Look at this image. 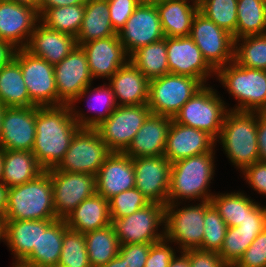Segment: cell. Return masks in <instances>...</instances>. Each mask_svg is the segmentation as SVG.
<instances>
[{
    "label": "cell",
    "instance_id": "obj_1",
    "mask_svg": "<svg viewBox=\"0 0 266 267\" xmlns=\"http://www.w3.org/2000/svg\"><path fill=\"white\" fill-rule=\"evenodd\" d=\"M36 135L32 153L44 170L55 168L63 159L80 129L69 104L35 106Z\"/></svg>",
    "mask_w": 266,
    "mask_h": 267
},
{
    "label": "cell",
    "instance_id": "obj_2",
    "mask_svg": "<svg viewBox=\"0 0 266 267\" xmlns=\"http://www.w3.org/2000/svg\"><path fill=\"white\" fill-rule=\"evenodd\" d=\"M214 152L213 150L171 163L167 204L176 201L178 203L181 199H201L200 202L211 200L213 194L208 188L215 175Z\"/></svg>",
    "mask_w": 266,
    "mask_h": 267
},
{
    "label": "cell",
    "instance_id": "obj_3",
    "mask_svg": "<svg viewBox=\"0 0 266 267\" xmlns=\"http://www.w3.org/2000/svg\"><path fill=\"white\" fill-rule=\"evenodd\" d=\"M5 221L58 219L55 214L50 173L8 188Z\"/></svg>",
    "mask_w": 266,
    "mask_h": 267
},
{
    "label": "cell",
    "instance_id": "obj_4",
    "mask_svg": "<svg viewBox=\"0 0 266 267\" xmlns=\"http://www.w3.org/2000/svg\"><path fill=\"white\" fill-rule=\"evenodd\" d=\"M222 147L233 165L243 171L259 161L257 112L227 111L220 136Z\"/></svg>",
    "mask_w": 266,
    "mask_h": 267
},
{
    "label": "cell",
    "instance_id": "obj_5",
    "mask_svg": "<svg viewBox=\"0 0 266 267\" xmlns=\"http://www.w3.org/2000/svg\"><path fill=\"white\" fill-rule=\"evenodd\" d=\"M215 75L238 101L230 110L266 112V70L245 68L233 61L218 68Z\"/></svg>",
    "mask_w": 266,
    "mask_h": 267
},
{
    "label": "cell",
    "instance_id": "obj_6",
    "mask_svg": "<svg viewBox=\"0 0 266 267\" xmlns=\"http://www.w3.org/2000/svg\"><path fill=\"white\" fill-rule=\"evenodd\" d=\"M214 90L204 85L182 106L173 120L181 125L207 132L215 140L218 139L229 109Z\"/></svg>",
    "mask_w": 266,
    "mask_h": 267
},
{
    "label": "cell",
    "instance_id": "obj_7",
    "mask_svg": "<svg viewBox=\"0 0 266 267\" xmlns=\"http://www.w3.org/2000/svg\"><path fill=\"white\" fill-rule=\"evenodd\" d=\"M204 85L199 79L171 73L151 79L147 106L152 114L174 118Z\"/></svg>",
    "mask_w": 266,
    "mask_h": 267
},
{
    "label": "cell",
    "instance_id": "obj_8",
    "mask_svg": "<svg viewBox=\"0 0 266 267\" xmlns=\"http://www.w3.org/2000/svg\"><path fill=\"white\" fill-rule=\"evenodd\" d=\"M112 151L95 128H80L63 159L54 168L65 172L97 174Z\"/></svg>",
    "mask_w": 266,
    "mask_h": 267
},
{
    "label": "cell",
    "instance_id": "obj_9",
    "mask_svg": "<svg viewBox=\"0 0 266 267\" xmlns=\"http://www.w3.org/2000/svg\"><path fill=\"white\" fill-rule=\"evenodd\" d=\"M178 205L176 202L165 206V238L179 245L181 251L199 249L204 236L205 201L179 209Z\"/></svg>",
    "mask_w": 266,
    "mask_h": 267
},
{
    "label": "cell",
    "instance_id": "obj_10",
    "mask_svg": "<svg viewBox=\"0 0 266 267\" xmlns=\"http://www.w3.org/2000/svg\"><path fill=\"white\" fill-rule=\"evenodd\" d=\"M150 114L147 104L118 105L95 129L112 152L124 153Z\"/></svg>",
    "mask_w": 266,
    "mask_h": 267
},
{
    "label": "cell",
    "instance_id": "obj_11",
    "mask_svg": "<svg viewBox=\"0 0 266 267\" xmlns=\"http://www.w3.org/2000/svg\"><path fill=\"white\" fill-rule=\"evenodd\" d=\"M14 60L21 67L32 103L37 107L58 106L54 65L32 55L25 48L17 49Z\"/></svg>",
    "mask_w": 266,
    "mask_h": 267
},
{
    "label": "cell",
    "instance_id": "obj_12",
    "mask_svg": "<svg viewBox=\"0 0 266 267\" xmlns=\"http://www.w3.org/2000/svg\"><path fill=\"white\" fill-rule=\"evenodd\" d=\"M120 245L156 243L165 238L158 227L165 225V206L150 203L146 207L120 219H111Z\"/></svg>",
    "mask_w": 266,
    "mask_h": 267
},
{
    "label": "cell",
    "instance_id": "obj_13",
    "mask_svg": "<svg viewBox=\"0 0 266 267\" xmlns=\"http://www.w3.org/2000/svg\"><path fill=\"white\" fill-rule=\"evenodd\" d=\"M50 173L55 214L65 219L82 201L95 195L96 175L79 172L47 170Z\"/></svg>",
    "mask_w": 266,
    "mask_h": 267
},
{
    "label": "cell",
    "instance_id": "obj_14",
    "mask_svg": "<svg viewBox=\"0 0 266 267\" xmlns=\"http://www.w3.org/2000/svg\"><path fill=\"white\" fill-rule=\"evenodd\" d=\"M190 37L200 49L203 58L215 71L233 62L235 41L233 35L218 27L199 11L193 19Z\"/></svg>",
    "mask_w": 266,
    "mask_h": 267
},
{
    "label": "cell",
    "instance_id": "obj_15",
    "mask_svg": "<svg viewBox=\"0 0 266 267\" xmlns=\"http://www.w3.org/2000/svg\"><path fill=\"white\" fill-rule=\"evenodd\" d=\"M118 36L128 56L143 46L164 39L155 3H140Z\"/></svg>",
    "mask_w": 266,
    "mask_h": 267
},
{
    "label": "cell",
    "instance_id": "obj_16",
    "mask_svg": "<svg viewBox=\"0 0 266 267\" xmlns=\"http://www.w3.org/2000/svg\"><path fill=\"white\" fill-rule=\"evenodd\" d=\"M135 187L150 203L167 205L171 162L164 156L132 158Z\"/></svg>",
    "mask_w": 266,
    "mask_h": 267
},
{
    "label": "cell",
    "instance_id": "obj_17",
    "mask_svg": "<svg viewBox=\"0 0 266 267\" xmlns=\"http://www.w3.org/2000/svg\"><path fill=\"white\" fill-rule=\"evenodd\" d=\"M58 106L70 104L93 81L85 51L76 46L73 51L54 65Z\"/></svg>",
    "mask_w": 266,
    "mask_h": 267
},
{
    "label": "cell",
    "instance_id": "obj_18",
    "mask_svg": "<svg viewBox=\"0 0 266 267\" xmlns=\"http://www.w3.org/2000/svg\"><path fill=\"white\" fill-rule=\"evenodd\" d=\"M166 42L169 73L190 76L203 84L215 74L190 36L166 37Z\"/></svg>",
    "mask_w": 266,
    "mask_h": 267
},
{
    "label": "cell",
    "instance_id": "obj_19",
    "mask_svg": "<svg viewBox=\"0 0 266 267\" xmlns=\"http://www.w3.org/2000/svg\"><path fill=\"white\" fill-rule=\"evenodd\" d=\"M36 9L9 0H0V40L16 49L26 48L39 22Z\"/></svg>",
    "mask_w": 266,
    "mask_h": 267
},
{
    "label": "cell",
    "instance_id": "obj_20",
    "mask_svg": "<svg viewBox=\"0 0 266 267\" xmlns=\"http://www.w3.org/2000/svg\"><path fill=\"white\" fill-rule=\"evenodd\" d=\"M35 135V106L6 107L0 138V147L3 150L32 152Z\"/></svg>",
    "mask_w": 266,
    "mask_h": 267
},
{
    "label": "cell",
    "instance_id": "obj_21",
    "mask_svg": "<svg viewBox=\"0 0 266 267\" xmlns=\"http://www.w3.org/2000/svg\"><path fill=\"white\" fill-rule=\"evenodd\" d=\"M81 47L86 53L93 79L102 77L108 80L129 60L118 35L92 40Z\"/></svg>",
    "mask_w": 266,
    "mask_h": 267
},
{
    "label": "cell",
    "instance_id": "obj_22",
    "mask_svg": "<svg viewBox=\"0 0 266 267\" xmlns=\"http://www.w3.org/2000/svg\"><path fill=\"white\" fill-rule=\"evenodd\" d=\"M216 140L199 129L187 127L172 119L164 156L171 162L213 151Z\"/></svg>",
    "mask_w": 266,
    "mask_h": 267
},
{
    "label": "cell",
    "instance_id": "obj_23",
    "mask_svg": "<svg viewBox=\"0 0 266 267\" xmlns=\"http://www.w3.org/2000/svg\"><path fill=\"white\" fill-rule=\"evenodd\" d=\"M135 187L133 160L125 153L112 152L96 174L97 194L107 200Z\"/></svg>",
    "mask_w": 266,
    "mask_h": 267
},
{
    "label": "cell",
    "instance_id": "obj_24",
    "mask_svg": "<svg viewBox=\"0 0 266 267\" xmlns=\"http://www.w3.org/2000/svg\"><path fill=\"white\" fill-rule=\"evenodd\" d=\"M68 229L64 219L39 220L38 246L21 262L33 267L58 265L63 236Z\"/></svg>",
    "mask_w": 266,
    "mask_h": 267
},
{
    "label": "cell",
    "instance_id": "obj_25",
    "mask_svg": "<svg viewBox=\"0 0 266 267\" xmlns=\"http://www.w3.org/2000/svg\"><path fill=\"white\" fill-rule=\"evenodd\" d=\"M172 119L151 113L124 153L131 158L164 155L167 134Z\"/></svg>",
    "mask_w": 266,
    "mask_h": 267
},
{
    "label": "cell",
    "instance_id": "obj_26",
    "mask_svg": "<svg viewBox=\"0 0 266 267\" xmlns=\"http://www.w3.org/2000/svg\"><path fill=\"white\" fill-rule=\"evenodd\" d=\"M38 23L25 49L32 55L46 60L49 64L56 65L77 46L76 38L52 30L40 21Z\"/></svg>",
    "mask_w": 266,
    "mask_h": 267
},
{
    "label": "cell",
    "instance_id": "obj_27",
    "mask_svg": "<svg viewBox=\"0 0 266 267\" xmlns=\"http://www.w3.org/2000/svg\"><path fill=\"white\" fill-rule=\"evenodd\" d=\"M108 80L117 105L148 103L149 80L129 60Z\"/></svg>",
    "mask_w": 266,
    "mask_h": 267
},
{
    "label": "cell",
    "instance_id": "obj_28",
    "mask_svg": "<svg viewBox=\"0 0 266 267\" xmlns=\"http://www.w3.org/2000/svg\"><path fill=\"white\" fill-rule=\"evenodd\" d=\"M64 221L69 229L83 234L106 227L112 224L109 201L96 193L82 201Z\"/></svg>",
    "mask_w": 266,
    "mask_h": 267
},
{
    "label": "cell",
    "instance_id": "obj_29",
    "mask_svg": "<svg viewBox=\"0 0 266 267\" xmlns=\"http://www.w3.org/2000/svg\"><path fill=\"white\" fill-rule=\"evenodd\" d=\"M155 5L165 37L190 36L193 19L199 11L197 5H190L187 0H162Z\"/></svg>",
    "mask_w": 266,
    "mask_h": 267
},
{
    "label": "cell",
    "instance_id": "obj_30",
    "mask_svg": "<svg viewBox=\"0 0 266 267\" xmlns=\"http://www.w3.org/2000/svg\"><path fill=\"white\" fill-rule=\"evenodd\" d=\"M104 86H98L97 88H94L92 91L90 90L91 84L88 85L70 104V109L73 118L77 122L80 128H95L98 126L102 121L106 120L113 111L118 107L115 99V95L112 91V88L110 85L106 87V84H103ZM87 93L89 96L87 97V104L89 106V109H93L94 112L97 113L96 116H87L81 113V111H75L76 108L74 107V103L76 101H80V99L86 97ZM93 102H95L96 107L91 103L90 104V97H92ZM90 101V102H89ZM99 105V106H98ZM99 107V110H98ZM98 110V111H97ZM79 112V113H78Z\"/></svg>",
    "mask_w": 266,
    "mask_h": 267
},
{
    "label": "cell",
    "instance_id": "obj_31",
    "mask_svg": "<svg viewBox=\"0 0 266 267\" xmlns=\"http://www.w3.org/2000/svg\"><path fill=\"white\" fill-rule=\"evenodd\" d=\"M44 171L31 151L3 150L2 183L8 188L32 181Z\"/></svg>",
    "mask_w": 266,
    "mask_h": 267
},
{
    "label": "cell",
    "instance_id": "obj_32",
    "mask_svg": "<svg viewBox=\"0 0 266 267\" xmlns=\"http://www.w3.org/2000/svg\"><path fill=\"white\" fill-rule=\"evenodd\" d=\"M117 35L109 19L108 0H87L82 25L76 36L77 45Z\"/></svg>",
    "mask_w": 266,
    "mask_h": 267
},
{
    "label": "cell",
    "instance_id": "obj_33",
    "mask_svg": "<svg viewBox=\"0 0 266 267\" xmlns=\"http://www.w3.org/2000/svg\"><path fill=\"white\" fill-rule=\"evenodd\" d=\"M0 102L6 107H32L20 65L13 59L0 68Z\"/></svg>",
    "mask_w": 266,
    "mask_h": 267
},
{
    "label": "cell",
    "instance_id": "obj_34",
    "mask_svg": "<svg viewBox=\"0 0 266 267\" xmlns=\"http://www.w3.org/2000/svg\"><path fill=\"white\" fill-rule=\"evenodd\" d=\"M39 240V220L5 221V242L14 253L15 261L21 262Z\"/></svg>",
    "mask_w": 266,
    "mask_h": 267
},
{
    "label": "cell",
    "instance_id": "obj_35",
    "mask_svg": "<svg viewBox=\"0 0 266 267\" xmlns=\"http://www.w3.org/2000/svg\"><path fill=\"white\" fill-rule=\"evenodd\" d=\"M129 61L148 79L169 74L166 37L134 51Z\"/></svg>",
    "mask_w": 266,
    "mask_h": 267
},
{
    "label": "cell",
    "instance_id": "obj_36",
    "mask_svg": "<svg viewBox=\"0 0 266 267\" xmlns=\"http://www.w3.org/2000/svg\"><path fill=\"white\" fill-rule=\"evenodd\" d=\"M84 235L91 267L107 264L118 255L120 244L112 224Z\"/></svg>",
    "mask_w": 266,
    "mask_h": 267
},
{
    "label": "cell",
    "instance_id": "obj_37",
    "mask_svg": "<svg viewBox=\"0 0 266 267\" xmlns=\"http://www.w3.org/2000/svg\"><path fill=\"white\" fill-rule=\"evenodd\" d=\"M266 33V0H238L236 39Z\"/></svg>",
    "mask_w": 266,
    "mask_h": 267
},
{
    "label": "cell",
    "instance_id": "obj_38",
    "mask_svg": "<svg viewBox=\"0 0 266 267\" xmlns=\"http://www.w3.org/2000/svg\"><path fill=\"white\" fill-rule=\"evenodd\" d=\"M242 192L213 195L210 202L228 227H237L258 203ZM254 201V202H253Z\"/></svg>",
    "mask_w": 266,
    "mask_h": 267
},
{
    "label": "cell",
    "instance_id": "obj_39",
    "mask_svg": "<svg viewBox=\"0 0 266 267\" xmlns=\"http://www.w3.org/2000/svg\"><path fill=\"white\" fill-rule=\"evenodd\" d=\"M85 4L47 9L40 17L46 27L76 38L84 18Z\"/></svg>",
    "mask_w": 266,
    "mask_h": 267
},
{
    "label": "cell",
    "instance_id": "obj_40",
    "mask_svg": "<svg viewBox=\"0 0 266 267\" xmlns=\"http://www.w3.org/2000/svg\"><path fill=\"white\" fill-rule=\"evenodd\" d=\"M233 61L245 68L266 70V33L235 39Z\"/></svg>",
    "mask_w": 266,
    "mask_h": 267
},
{
    "label": "cell",
    "instance_id": "obj_41",
    "mask_svg": "<svg viewBox=\"0 0 266 267\" xmlns=\"http://www.w3.org/2000/svg\"><path fill=\"white\" fill-rule=\"evenodd\" d=\"M259 233L255 230L228 227L219 255L228 267H234Z\"/></svg>",
    "mask_w": 266,
    "mask_h": 267
},
{
    "label": "cell",
    "instance_id": "obj_42",
    "mask_svg": "<svg viewBox=\"0 0 266 267\" xmlns=\"http://www.w3.org/2000/svg\"><path fill=\"white\" fill-rule=\"evenodd\" d=\"M238 0H205L199 12L236 39Z\"/></svg>",
    "mask_w": 266,
    "mask_h": 267
},
{
    "label": "cell",
    "instance_id": "obj_43",
    "mask_svg": "<svg viewBox=\"0 0 266 267\" xmlns=\"http://www.w3.org/2000/svg\"><path fill=\"white\" fill-rule=\"evenodd\" d=\"M58 265L60 267H91L83 233L71 229L64 233Z\"/></svg>",
    "mask_w": 266,
    "mask_h": 267
},
{
    "label": "cell",
    "instance_id": "obj_44",
    "mask_svg": "<svg viewBox=\"0 0 266 267\" xmlns=\"http://www.w3.org/2000/svg\"><path fill=\"white\" fill-rule=\"evenodd\" d=\"M227 224L210 201H205L203 251L220 252L227 231Z\"/></svg>",
    "mask_w": 266,
    "mask_h": 267
},
{
    "label": "cell",
    "instance_id": "obj_45",
    "mask_svg": "<svg viewBox=\"0 0 266 267\" xmlns=\"http://www.w3.org/2000/svg\"><path fill=\"white\" fill-rule=\"evenodd\" d=\"M108 201L111 219H120L131 215L150 204L136 187L120 192Z\"/></svg>",
    "mask_w": 266,
    "mask_h": 267
},
{
    "label": "cell",
    "instance_id": "obj_46",
    "mask_svg": "<svg viewBox=\"0 0 266 267\" xmlns=\"http://www.w3.org/2000/svg\"><path fill=\"white\" fill-rule=\"evenodd\" d=\"M234 267H266V228L257 235Z\"/></svg>",
    "mask_w": 266,
    "mask_h": 267
},
{
    "label": "cell",
    "instance_id": "obj_47",
    "mask_svg": "<svg viewBox=\"0 0 266 267\" xmlns=\"http://www.w3.org/2000/svg\"><path fill=\"white\" fill-rule=\"evenodd\" d=\"M139 4V0H108L109 19L117 33L125 26Z\"/></svg>",
    "mask_w": 266,
    "mask_h": 267
},
{
    "label": "cell",
    "instance_id": "obj_48",
    "mask_svg": "<svg viewBox=\"0 0 266 267\" xmlns=\"http://www.w3.org/2000/svg\"><path fill=\"white\" fill-rule=\"evenodd\" d=\"M153 243L120 245L119 254L128 267H144Z\"/></svg>",
    "mask_w": 266,
    "mask_h": 267
},
{
    "label": "cell",
    "instance_id": "obj_49",
    "mask_svg": "<svg viewBox=\"0 0 266 267\" xmlns=\"http://www.w3.org/2000/svg\"><path fill=\"white\" fill-rule=\"evenodd\" d=\"M164 238L153 243L149 250V255L144 267H168L171 260L175 257V250L167 243Z\"/></svg>",
    "mask_w": 266,
    "mask_h": 267
},
{
    "label": "cell",
    "instance_id": "obj_50",
    "mask_svg": "<svg viewBox=\"0 0 266 267\" xmlns=\"http://www.w3.org/2000/svg\"><path fill=\"white\" fill-rule=\"evenodd\" d=\"M189 259L190 267H228L218 252L188 249L183 251Z\"/></svg>",
    "mask_w": 266,
    "mask_h": 267
},
{
    "label": "cell",
    "instance_id": "obj_51",
    "mask_svg": "<svg viewBox=\"0 0 266 267\" xmlns=\"http://www.w3.org/2000/svg\"><path fill=\"white\" fill-rule=\"evenodd\" d=\"M244 179L259 194L266 195V163L255 162L242 171Z\"/></svg>",
    "mask_w": 266,
    "mask_h": 267
},
{
    "label": "cell",
    "instance_id": "obj_52",
    "mask_svg": "<svg viewBox=\"0 0 266 267\" xmlns=\"http://www.w3.org/2000/svg\"><path fill=\"white\" fill-rule=\"evenodd\" d=\"M242 229L255 230L258 233L266 228V206L257 204L250 212L246 219L237 226Z\"/></svg>",
    "mask_w": 266,
    "mask_h": 267
},
{
    "label": "cell",
    "instance_id": "obj_53",
    "mask_svg": "<svg viewBox=\"0 0 266 267\" xmlns=\"http://www.w3.org/2000/svg\"><path fill=\"white\" fill-rule=\"evenodd\" d=\"M259 161L266 163V112H257Z\"/></svg>",
    "mask_w": 266,
    "mask_h": 267
},
{
    "label": "cell",
    "instance_id": "obj_54",
    "mask_svg": "<svg viewBox=\"0 0 266 267\" xmlns=\"http://www.w3.org/2000/svg\"><path fill=\"white\" fill-rule=\"evenodd\" d=\"M86 2L87 0H41L38 15L40 17L49 8L85 4Z\"/></svg>",
    "mask_w": 266,
    "mask_h": 267
},
{
    "label": "cell",
    "instance_id": "obj_55",
    "mask_svg": "<svg viewBox=\"0 0 266 267\" xmlns=\"http://www.w3.org/2000/svg\"><path fill=\"white\" fill-rule=\"evenodd\" d=\"M16 51L12 44L0 40V68L14 59Z\"/></svg>",
    "mask_w": 266,
    "mask_h": 267
},
{
    "label": "cell",
    "instance_id": "obj_56",
    "mask_svg": "<svg viewBox=\"0 0 266 267\" xmlns=\"http://www.w3.org/2000/svg\"><path fill=\"white\" fill-rule=\"evenodd\" d=\"M181 252V256L175 257L171 260L168 267H190L188 256L183 252Z\"/></svg>",
    "mask_w": 266,
    "mask_h": 267
},
{
    "label": "cell",
    "instance_id": "obj_57",
    "mask_svg": "<svg viewBox=\"0 0 266 267\" xmlns=\"http://www.w3.org/2000/svg\"><path fill=\"white\" fill-rule=\"evenodd\" d=\"M8 187L0 183V217H5V209L7 206Z\"/></svg>",
    "mask_w": 266,
    "mask_h": 267
},
{
    "label": "cell",
    "instance_id": "obj_58",
    "mask_svg": "<svg viewBox=\"0 0 266 267\" xmlns=\"http://www.w3.org/2000/svg\"><path fill=\"white\" fill-rule=\"evenodd\" d=\"M95 267H128L125 262H123V257L118 253V255L109 261L107 264Z\"/></svg>",
    "mask_w": 266,
    "mask_h": 267
},
{
    "label": "cell",
    "instance_id": "obj_59",
    "mask_svg": "<svg viewBox=\"0 0 266 267\" xmlns=\"http://www.w3.org/2000/svg\"><path fill=\"white\" fill-rule=\"evenodd\" d=\"M9 1L15 2L17 4H24V5L30 6L36 9L37 12H38V8L41 2V0H9Z\"/></svg>",
    "mask_w": 266,
    "mask_h": 267
},
{
    "label": "cell",
    "instance_id": "obj_60",
    "mask_svg": "<svg viewBox=\"0 0 266 267\" xmlns=\"http://www.w3.org/2000/svg\"><path fill=\"white\" fill-rule=\"evenodd\" d=\"M5 240V219L0 217V241Z\"/></svg>",
    "mask_w": 266,
    "mask_h": 267
},
{
    "label": "cell",
    "instance_id": "obj_61",
    "mask_svg": "<svg viewBox=\"0 0 266 267\" xmlns=\"http://www.w3.org/2000/svg\"><path fill=\"white\" fill-rule=\"evenodd\" d=\"M6 106L0 102V138H1V132H2V121H3V115L5 112Z\"/></svg>",
    "mask_w": 266,
    "mask_h": 267
},
{
    "label": "cell",
    "instance_id": "obj_62",
    "mask_svg": "<svg viewBox=\"0 0 266 267\" xmlns=\"http://www.w3.org/2000/svg\"><path fill=\"white\" fill-rule=\"evenodd\" d=\"M3 176V149L0 147V183H2Z\"/></svg>",
    "mask_w": 266,
    "mask_h": 267
},
{
    "label": "cell",
    "instance_id": "obj_63",
    "mask_svg": "<svg viewBox=\"0 0 266 267\" xmlns=\"http://www.w3.org/2000/svg\"><path fill=\"white\" fill-rule=\"evenodd\" d=\"M13 267H33V266L26 265L22 262H17V263L15 262L13 263Z\"/></svg>",
    "mask_w": 266,
    "mask_h": 267
},
{
    "label": "cell",
    "instance_id": "obj_64",
    "mask_svg": "<svg viewBox=\"0 0 266 267\" xmlns=\"http://www.w3.org/2000/svg\"><path fill=\"white\" fill-rule=\"evenodd\" d=\"M140 3H156V2H160L162 0H139Z\"/></svg>",
    "mask_w": 266,
    "mask_h": 267
},
{
    "label": "cell",
    "instance_id": "obj_65",
    "mask_svg": "<svg viewBox=\"0 0 266 267\" xmlns=\"http://www.w3.org/2000/svg\"><path fill=\"white\" fill-rule=\"evenodd\" d=\"M191 1H193L192 3L199 7L205 0H191ZM189 2H190V0H189Z\"/></svg>",
    "mask_w": 266,
    "mask_h": 267
}]
</instances>
